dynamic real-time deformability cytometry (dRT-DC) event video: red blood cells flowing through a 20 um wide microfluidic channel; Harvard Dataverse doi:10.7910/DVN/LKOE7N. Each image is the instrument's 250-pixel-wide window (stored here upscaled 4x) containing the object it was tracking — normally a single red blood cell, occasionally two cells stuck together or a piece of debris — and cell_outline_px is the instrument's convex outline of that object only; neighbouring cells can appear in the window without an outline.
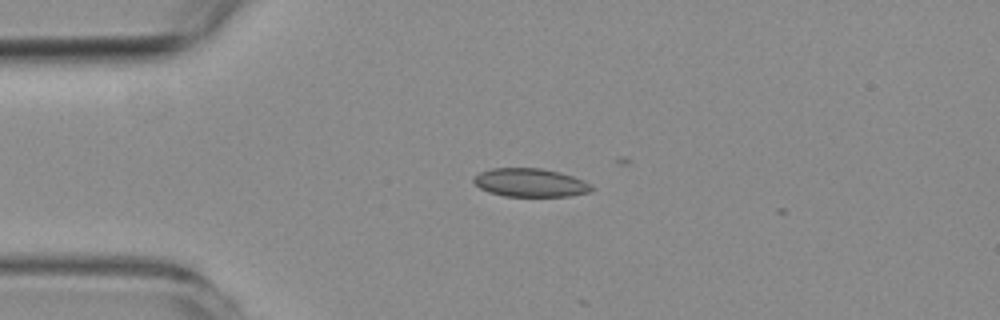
{"species": "common noctule bat (a hibernating species)", "species_latin": "Nyctalus noctula", "temperature_condition": "room temperature", "stored_images_in_passage": 2, "camera_frame_rate_fps": 3000, "um_per_image_px": 0.085, "animal": {"sex": "female", "body_mass_g": 19.3, "forearm_length_mm": 54.1}, "frame": {"image": 1, "passage_image": 1, "time_ms": 0.0, "image_size_px": [1000, 320], "cell_outline_px": [[592, 192], [568, 196], [504, 196], [488, 192], [480, 188], [472, 180], [472, 176], [480, 172], [492, 168], [540, 168], [560, 172], [584, 180], [592, 184]], "centroid_in_image_um": [45.07, 15.52], "position_along_channel_um": 39.9, "area_um2": 19.65}}